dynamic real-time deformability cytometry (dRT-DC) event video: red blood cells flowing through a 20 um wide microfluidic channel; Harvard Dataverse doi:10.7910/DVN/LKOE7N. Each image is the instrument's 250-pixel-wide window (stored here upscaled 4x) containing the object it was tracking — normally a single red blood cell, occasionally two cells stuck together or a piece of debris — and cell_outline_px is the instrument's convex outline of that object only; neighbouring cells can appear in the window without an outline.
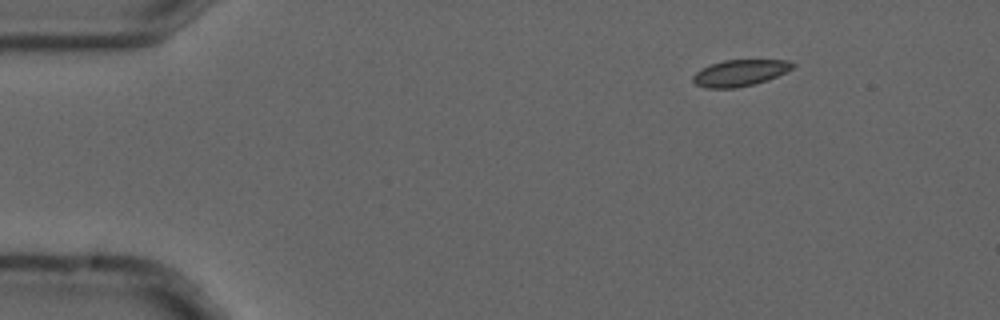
{"species": "common noctule bat (a hibernating species)", "species_latin": "Nyctalus noctula", "temperature_condition": "cold", "stored_images_in_passage": 6, "camera_frame_rate_fps": 3000, "um_per_image_px": 0.085, "animal": {"sex": "male", "forearm_length_mm": 52.5}, "frame": {"image": 1, "passage_image": 2, "time_ms": 0.333, "image_size_px": [1000, 320], "cell_outline_px": [[796, 64], [792, 68], [768, 80], [736, 88], [704, 88], [696, 84], [692, 80], [692, 76], [700, 68], [724, 60], [788, 60]], "centroid_in_image_um": [62.86, 6.2], "position_along_channel_um": 22.1, "area_um2": 15.26}}
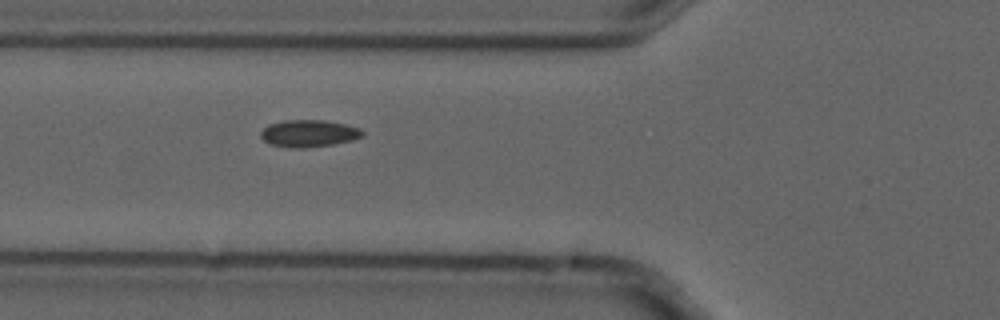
{"frame": {"image": 2, "passage_image": 6, "time_ms": 1.667, "image_size_px": [1000, 320], "cell_outline_px": [[364, 136], [352, 140], [332, 144], [304, 148], [292, 148], [272, 144], [264, 140], [260, 136], [260, 132], [268, 124], [284, 120], [324, 120], [344, 124], [360, 128], [364, 132]], "centroid_in_image_um": [26.25, 11.33], "position_along_channel_um": 99.5, "area_um2": 16.01}}